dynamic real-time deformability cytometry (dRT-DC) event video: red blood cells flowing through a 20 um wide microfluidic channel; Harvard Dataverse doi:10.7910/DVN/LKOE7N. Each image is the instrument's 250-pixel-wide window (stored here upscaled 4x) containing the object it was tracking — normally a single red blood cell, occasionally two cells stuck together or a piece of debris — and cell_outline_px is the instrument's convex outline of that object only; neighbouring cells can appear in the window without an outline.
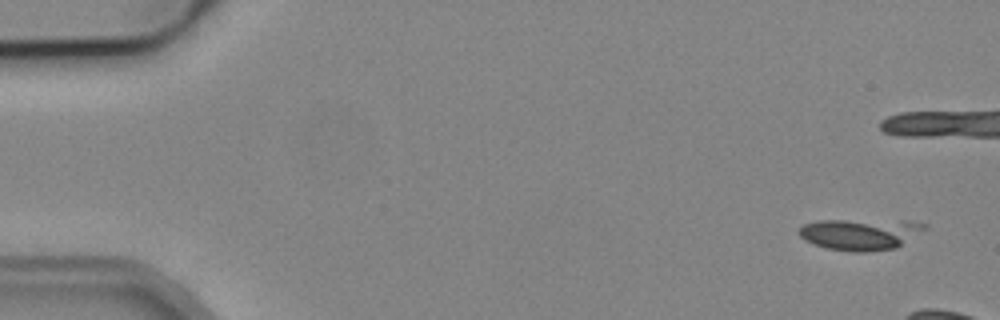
{"species": "common noctule bat (a hibernating species)", "species_latin": "Nyctalus noctula", "temperature_condition": "cold", "stored_images_in_passage": 9, "camera_frame_rate_fps": 3000, "um_per_image_px": 0.085, "animal": {"sex": "male", "body_mass_g": 19.2, "forearm_length_mm": 51.8}, "frame": {"image": 1, "passage_image": 1, "time_ms": 0.0, "image_size_px": [1000, 320], "cell_outline_px": [[928, 228], [896, 248], [864, 252], [852, 252], [828, 248], [812, 244], [804, 240], [796, 232], [804, 224], [820, 220], [908, 220], [928, 224]], "centroid_in_image_um": [73.15, 19.89], "position_along_channel_um": 11.9, "area_um2": 23.29}}